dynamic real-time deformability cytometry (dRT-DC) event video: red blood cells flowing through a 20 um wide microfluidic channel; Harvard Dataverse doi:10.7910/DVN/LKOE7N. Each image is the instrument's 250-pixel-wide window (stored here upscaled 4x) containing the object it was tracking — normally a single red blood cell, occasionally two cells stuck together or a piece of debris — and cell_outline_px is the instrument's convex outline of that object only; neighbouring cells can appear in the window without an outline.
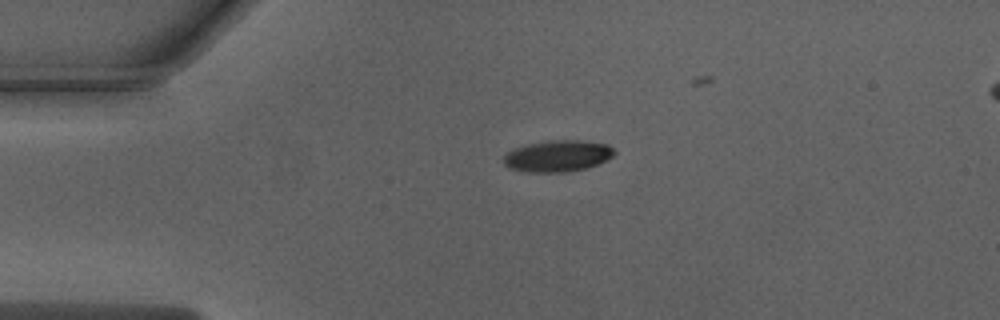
{"species": "Egyptian fruit bat (a non-hibernating species)", "species_latin": "Rousettus aegyptiacus", "temperature_condition": "warm", "stored_images_in_passage": 12, "camera_frame_rate_fps": 3000, "um_per_image_px": 0.085, "animal": {"sex": "male"}, "frame": {"image": 1, "passage_image": 1, "time_ms": 0.0, "image_size_px": [1000, 320], "cell_outline_px": [[616, 152], [612, 156], [588, 168], [568, 172], [524, 172], [508, 168], [504, 164], [504, 156], [508, 152], [516, 148], [528, 144], [556, 140], [580, 140], [608, 144]], "centroid_in_image_um": [47.4, 13.27], "position_along_channel_um": 37.6, "area_um2": 20.17}}
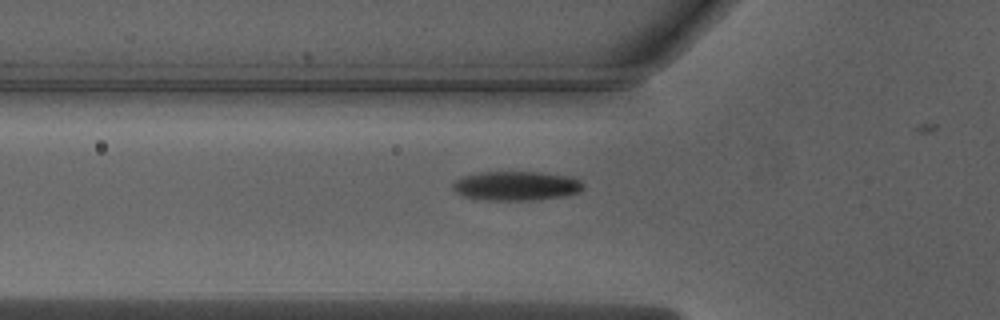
{"frame": {"image": 2, "passage_image": 7, "time_ms": 2.0, "image_size_px": [1000, 320], "cell_outline_px": [[584, 184], [580, 192], [560, 196], [532, 200], [488, 200], [464, 196], [456, 192], [452, 188], [452, 184], [460, 176], [480, 172], [540, 172], [572, 176], [580, 180]], "centroid_in_image_um": [43.87, 15.78], "position_along_channel_um": 81.9, "area_um2": 22.25}}
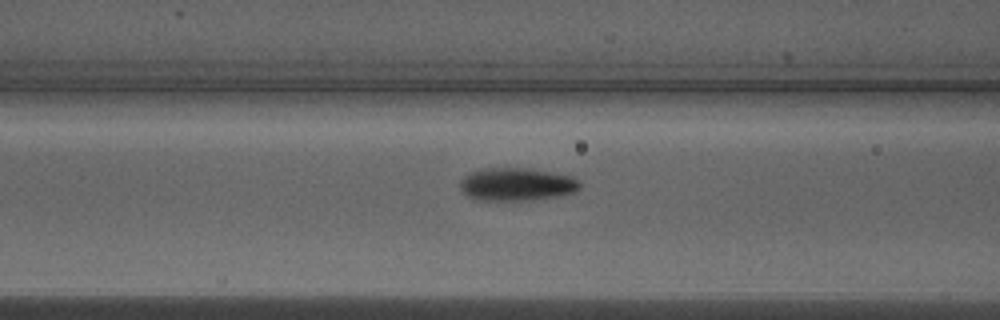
{"frame": {"image": 3, "passage_image": 10, "time_ms": 3.0, "image_size_px": [1000, 320], "cell_outline_px": [[580, 188], [572, 192], [556, 196], [520, 200], [480, 200], [468, 196], [460, 188], [460, 180], [468, 172], [480, 168], [532, 168], [572, 176], [580, 184]], "centroid_in_image_um": [43.86, 15.64], "position_along_channel_um": 122.7, "area_um2": 22.83}}